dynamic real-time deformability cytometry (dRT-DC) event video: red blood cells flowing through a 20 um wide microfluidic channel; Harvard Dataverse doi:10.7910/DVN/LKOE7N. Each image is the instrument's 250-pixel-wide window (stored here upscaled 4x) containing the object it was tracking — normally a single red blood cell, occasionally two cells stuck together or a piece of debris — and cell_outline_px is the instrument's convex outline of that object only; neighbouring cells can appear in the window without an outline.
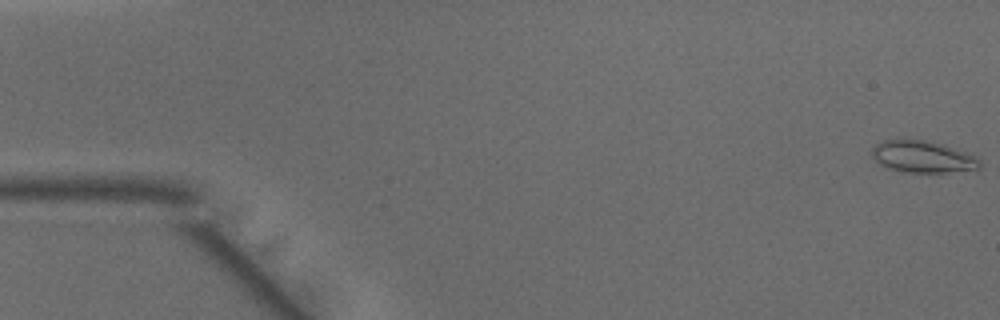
{"species": "common noctule bat (a hibernating species)", "species_latin": "Nyctalus noctula", "temperature_condition": "warm", "stored_images_in_passage": 49, "camera_frame_rate_fps": 3000, "um_per_image_px": 0.085, "animal": {"sex": "male", "body_mass_g": 15.6}, "frame": {"image": 1, "passage_image": 1, "time_ms": 0.0, "image_size_px": [1000, 320], "cell_outline_px": [[980, 168], [944, 172], [904, 172], [884, 168], [872, 156], [872, 148], [876, 144], [884, 140], [924, 140], [944, 144], [976, 156], [980, 160]], "centroid_in_image_um": [78.41, 13.32], "position_along_channel_um": 6.6, "area_um2": 19.88}}
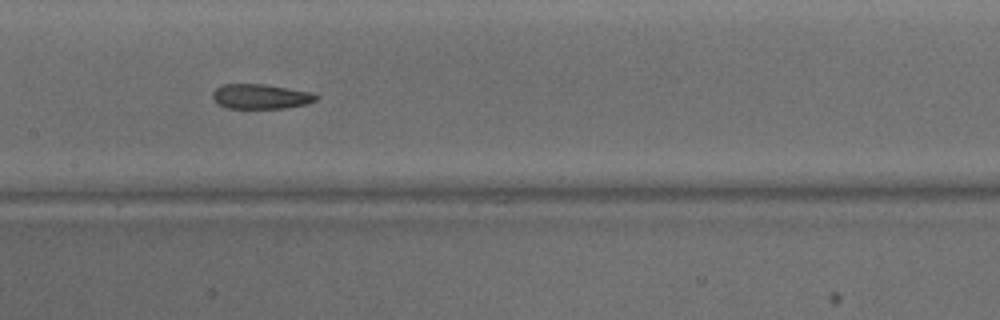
{"frame": {"image": 2, "passage_image": 24, "time_ms": 7.667, "image_size_px": [1000, 320], "cell_outline_px": [[320, 96], [316, 100], [304, 104], [284, 108], [224, 108], [212, 100], [212, 92], [216, 88], [224, 84], [264, 84], [312, 92]], "centroid_in_image_um": [22.12, 8.2], "position_along_channel_um": 185.3, "area_um2": 15.03}}
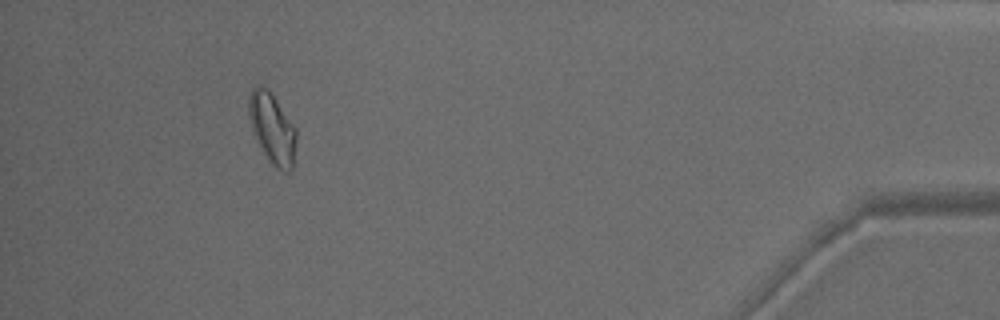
{"frame": {"image": 3, "passage_image": 45, "time_ms": 14.667, "image_size_px": [1000, 320], "cell_outline_px": [[296, 140], [292, 168], [288, 172], [284, 172], [276, 168], [268, 160], [252, 132], [248, 116], [248, 96], [252, 88], [260, 84], [268, 88], [296, 128]], "centroid_in_image_um": [23.11, 10.88], "position_along_channel_um": 412.1, "area_um2": 19.65}, "authors_computed_cell_mechanics": {"area_um2": 17.1088, "velocity_mm_per_s": 4.1473, "shape_relaxation_time_tau1_ms": null, "shape_relaxation_time_tau2_ms": 2.4322, "deformation_change_tau1": null, "deformation_change_tau2": 0.0839}}